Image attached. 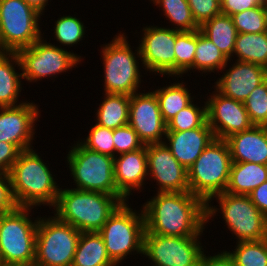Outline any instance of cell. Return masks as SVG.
Returning <instances> with one entry per match:
<instances>
[{
	"mask_svg": "<svg viewBox=\"0 0 267 266\" xmlns=\"http://www.w3.org/2000/svg\"><path fill=\"white\" fill-rule=\"evenodd\" d=\"M237 61L267 67V32L238 33L233 51Z\"/></svg>",
	"mask_w": 267,
	"mask_h": 266,
	"instance_id": "29",
	"label": "cell"
},
{
	"mask_svg": "<svg viewBox=\"0 0 267 266\" xmlns=\"http://www.w3.org/2000/svg\"><path fill=\"white\" fill-rule=\"evenodd\" d=\"M200 31L207 36L226 56L233 61V51L237 30L229 15L219 14L200 26Z\"/></svg>",
	"mask_w": 267,
	"mask_h": 266,
	"instance_id": "26",
	"label": "cell"
},
{
	"mask_svg": "<svg viewBox=\"0 0 267 266\" xmlns=\"http://www.w3.org/2000/svg\"><path fill=\"white\" fill-rule=\"evenodd\" d=\"M235 61L228 70L224 67L220 71L223 74L212 88L225 97L244 102L254 88L267 78L266 68L250 62Z\"/></svg>",
	"mask_w": 267,
	"mask_h": 266,
	"instance_id": "19",
	"label": "cell"
},
{
	"mask_svg": "<svg viewBox=\"0 0 267 266\" xmlns=\"http://www.w3.org/2000/svg\"><path fill=\"white\" fill-rule=\"evenodd\" d=\"M125 36L124 32L118 33L111 42L101 45L105 93L131 96L141 88L140 51L137 47L133 52L128 36Z\"/></svg>",
	"mask_w": 267,
	"mask_h": 266,
	"instance_id": "4",
	"label": "cell"
},
{
	"mask_svg": "<svg viewBox=\"0 0 267 266\" xmlns=\"http://www.w3.org/2000/svg\"><path fill=\"white\" fill-rule=\"evenodd\" d=\"M0 266H29V265L20 263H4L0 261Z\"/></svg>",
	"mask_w": 267,
	"mask_h": 266,
	"instance_id": "47",
	"label": "cell"
},
{
	"mask_svg": "<svg viewBox=\"0 0 267 266\" xmlns=\"http://www.w3.org/2000/svg\"><path fill=\"white\" fill-rule=\"evenodd\" d=\"M21 151L15 144L0 141V173H9Z\"/></svg>",
	"mask_w": 267,
	"mask_h": 266,
	"instance_id": "42",
	"label": "cell"
},
{
	"mask_svg": "<svg viewBox=\"0 0 267 266\" xmlns=\"http://www.w3.org/2000/svg\"><path fill=\"white\" fill-rule=\"evenodd\" d=\"M72 266H117L107 254L98 232H81Z\"/></svg>",
	"mask_w": 267,
	"mask_h": 266,
	"instance_id": "25",
	"label": "cell"
},
{
	"mask_svg": "<svg viewBox=\"0 0 267 266\" xmlns=\"http://www.w3.org/2000/svg\"><path fill=\"white\" fill-rule=\"evenodd\" d=\"M38 107L26 100L17 106L0 107V141L15 144L21 150L34 148L35 122L41 116Z\"/></svg>",
	"mask_w": 267,
	"mask_h": 266,
	"instance_id": "18",
	"label": "cell"
},
{
	"mask_svg": "<svg viewBox=\"0 0 267 266\" xmlns=\"http://www.w3.org/2000/svg\"><path fill=\"white\" fill-rule=\"evenodd\" d=\"M81 232L55 215L40 217L34 266H72Z\"/></svg>",
	"mask_w": 267,
	"mask_h": 266,
	"instance_id": "10",
	"label": "cell"
},
{
	"mask_svg": "<svg viewBox=\"0 0 267 266\" xmlns=\"http://www.w3.org/2000/svg\"><path fill=\"white\" fill-rule=\"evenodd\" d=\"M201 239L144 233L143 257L156 266H199L205 251Z\"/></svg>",
	"mask_w": 267,
	"mask_h": 266,
	"instance_id": "13",
	"label": "cell"
},
{
	"mask_svg": "<svg viewBox=\"0 0 267 266\" xmlns=\"http://www.w3.org/2000/svg\"><path fill=\"white\" fill-rule=\"evenodd\" d=\"M199 266H235L232 256L228 251H220L213 256L202 254Z\"/></svg>",
	"mask_w": 267,
	"mask_h": 266,
	"instance_id": "44",
	"label": "cell"
},
{
	"mask_svg": "<svg viewBox=\"0 0 267 266\" xmlns=\"http://www.w3.org/2000/svg\"><path fill=\"white\" fill-rule=\"evenodd\" d=\"M15 67L22 70L16 52H7L0 55V107L17 106L25 102L21 100L18 102L23 89L22 72H17Z\"/></svg>",
	"mask_w": 267,
	"mask_h": 266,
	"instance_id": "23",
	"label": "cell"
},
{
	"mask_svg": "<svg viewBox=\"0 0 267 266\" xmlns=\"http://www.w3.org/2000/svg\"><path fill=\"white\" fill-rule=\"evenodd\" d=\"M244 106L253 125L267 126V78L249 94Z\"/></svg>",
	"mask_w": 267,
	"mask_h": 266,
	"instance_id": "37",
	"label": "cell"
},
{
	"mask_svg": "<svg viewBox=\"0 0 267 266\" xmlns=\"http://www.w3.org/2000/svg\"><path fill=\"white\" fill-rule=\"evenodd\" d=\"M42 36L31 46L19 49L22 80L35 83L45 77H56L61 73L72 70L82 62V57L74 52H68L57 44L47 42Z\"/></svg>",
	"mask_w": 267,
	"mask_h": 266,
	"instance_id": "11",
	"label": "cell"
},
{
	"mask_svg": "<svg viewBox=\"0 0 267 266\" xmlns=\"http://www.w3.org/2000/svg\"><path fill=\"white\" fill-rule=\"evenodd\" d=\"M234 251H228L235 266H267V238L236 242Z\"/></svg>",
	"mask_w": 267,
	"mask_h": 266,
	"instance_id": "33",
	"label": "cell"
},
{
	"mask_svg": "<svg viewBox=\"0 0 267 266\" xmlns=\"http://www.w3.org/2000/svg\"><path fill=\"white\" fill-rule=\"evenodd\" d=\"M113 143L115 156L138 150L144 146L136 131L129 124L113 130Z\"/></svg>",
	"mask_w": 267,
	"mask_h": 266,
	"instance_id": "39",
	"label": "cell"
},
{
	"mask_svg": "<svg viewBox=\"0 0 267 266\" xmlns=\"http://www.w3.org/2000/svg\"><path fill=\"white\" fill-rule=\"evenodd\" d=\"M8 51L3 47V44L1 42V36H0V55H3L7 53Z\"/></svg>",
	"mask_w": 267,
	"mask_h": 266,
	"instance_id": "48",
	"label": "cell"
},
{
	"mask_svg": "<svg viewBox=\"0 0 267 266\" xmlns=\"http://www.w3.org/2000/svg\"><path fill=\"white\" fill-rule=\"evenodd\" d=\"M28 5L34 8L41 15H45V6L49 5V0H24ZM51 1V0H50Z\"/></svg>",
	"mask_w": 267,
	"mask_h": 266,
	"instance_id": "46",
	"label": "cell"
},
{
	"mask_svg": "<svg viewBox=\"0 0 267 266\" xmlns=\"http://www.w3.org/2000/svg\"><path fill=\"white\" fill-rule=\"evenodd\" d=\"M232 164L226 140L214 139L187 169L189 191L207 203L227 189Z\"/></svg>",
	"mask_w": 267,
	"mask_h": 266,
	"instance_id": "5",
	"label": "cell"
},
{
	"mask_svg": "<svg viewBox=\"0 0 267 266\" xmlns=\"http://www.w3.org/2000/svg\"><path fill=\"white\" fill-rule=\"evenodd\" d=\"M138 48L143 69L156 75L175 77V30L172 28L147 25Z\"/></svg>",
	"mask_w": 267,
	"mask_h": 266,
	"instance_id": "14",
	"label": "cell"
},
{
	"mask_svg": "<svg viewBox=\"0 0 267 266\" xmlns=\"http://www.w3.org/2000/svg\"><path fill=\"white\" fill-rule=\"evenodd\" d=\"M128 203L129 201L122 203L98 231L104 240L107 254L117 266L127 259V255H134L135 252L143 255V210L133 211Z\"/></svg>",
	"mask_w": 267,
	"mask_h": 266,
	"instance_id": "7",
	"label": "cell"
},
{
	"mask_svg": "<svg viewBox=\"0 0 267 266\" xmlns=\"http://www.w3.org/2000/svg\"><path fill=\"white\" fill-rule=\"evenodd\" d=\"M127 201L123 195L61 187L52 213L80 232H98L117 208Z\"/></svg>",
	"mask_w": 267,
	"mask_h": 266,
	"instance_id": "3",
	"label": "cell"
},
{
	"mask_svg": "<svg viewBox=\"0 0 267 266\" xmlns=\"http://www.w3.org/2000/svg\"><path fill=\"white\" fill-rule=\"evenodd\" d=\"M141 208L145 219V233L201 237L205 231L206 203L190 191L157 192Z\"/></svg>",
	"mask_w": 267,
	"mask_h": 266,
	"instance_id": "1",
	"label": "cell"
},
{
	"mask_svg": "<svg viewBox=\"0 0 267 266\" xmlns=\"http://www.w3.org/2000/svg\"><path fill=\"white\" fill-rule=\"evenodd\" d=\"M214 198L219 205H211ZM218 213L222 214V221H225L224 224L232 235L236 236L237 242L267 238V217L252 203L248 195L224 192L212 197L206 203V223Z\"/></svg>",
	"mask_w": 267,
	"mask_h": 266,
	"instance_id": "6",
	"label": "cell"
},
{
	"mask_svg": "<svg viewBox=\"0 0 267 266\" xmlns=\"http://www.w3.org/2000/svg\"><path fill=\"white\" fill-rule=\"evenodd\" d=\"M159 7L171 22L172 29L177 31H194L200 29L195 22L187 0H150ZM173 25H175L173 27Z\"/></svg>",
	"mask_w": 267,
	"mask_h": 266,
	"instance_id": "31",
	"label": "cell"
},
{
	"mask_svg": "<svg viewBox=\"0 0 267 266\" xmlns=\"http://www.w3.org/2000/svg\"><path fill=\"white\" fill-rule=\"evenodd\" d=\"M148 177L147 145L114 157L116 189L129 201L134 191L142 192Z\"/></svg>",
	"mask_w": 267,
	"mask_h": 266,
	"instance_id": "20",
	"label": "cell"
},
{
	"mask_svg": "<svg viewBox=\"0 0 267 266\" xmlns=\"http://www.w3.org/2000/svg\"><path fill=\"white\" fill-rule=\"evenodd\" d=\"M207 121V103L197 106L192 101L167 122V131H186L201 127Z\"/></svg>",
	"mask_w": 267,
	"mask_h": 266,
	"instance_id": "36",
	"label": "cell"
},
{
	"mask_svg": "<svg viewBox=\"0 0 267 266\" xmlns=\"http://www.w3.org/2000/svg\"><path fill=\"white\" fill-rule=\"evenodd\" d=\"M103 98L95 110V123L111 130L128 124L130 96L105 93Z\"/></svg>",
	"mask_w": 267,
	"mask_h": 266,
	"instance_id": "27",
	"label": "cell"
},
{
	"mask_svg": "<svg viewBox=\"0 0 267 266\" xmlns=\"http://www.w3.org/2000/svg\"><path fill=\"white\" fill-rule=\"evenodd\" d=\"M148 176L157 192L189 191L188 170L172 155L165 143L147 144Z\"/></svg>",
	"mask_w": 267,
	"mask_h": 266,
	"instance_id": "17",
	"label": "cell"
},
{
	"mask_svg": "<svg viewBox=\"0 0 267 266\" xmlns=\"http://www.w3.org/2000/svg\"><path fill=\"white\" fill-rule=\"evenodd\" d=\"M187 2L199 27L214 16L221 14L220 0H187Z\"/></svg>",
	"mask_w": 267,
	"mask_h": 266,
	"instance_id": "40",
	"label": "cell"
},
{
	"mask_svg": "<svg viewBox=\"0 0 267 266\" xmlns=\"http://www.w3.org/2000/svg\"><path fill=\"white\" fill-rule=\"evenodd\" d=\"M34 148L22 150L8 175L19 207L55 206L60 186ZM59 187V188H58Z\"/></svg>",
	"mask_w": 267,
	"mask_h": 266,
	"instance_id": "2",
	"label": "cell"
},
{
	"mask_svg": "<svg viewBox=\"0 0 267 266\" xmlns=\"http://www.w3.org/2000/svg\"><path fill=\"white\" fill-rule=\"evenodd\" d=\"M177 81L154 90L159 103L161 116L166 123L192 101L195 102V97L191 96V90L186 87L187 85L184 81L182 80L180 82L178 79Z\"/></svg>",
	"mask_w": 267,
	"mask_h": 266,
	"instance_id": "28",
	"label": "cell"
},
{
	"mask_svg": "<svg viewBox=\"0 0 267 266\" xmlns=\"http://www.w3.org/2000/svg\"><path fill=\"white\" fill-rule=\"evenodd\" d=\"M237 33H263L267 32V8L266 4L231 16Z\"/></svg>",
	"mask_w": 267,
	"mask_h": 266,
	"instance_id": "35",
	"label": "cell"
},
{
	"mask_svg": "<svg viewBox=\"0 0 267 266\" xmlns=\"http://www.w3.org/2000/svg\"><path fill=\"white\" fill-rule=\"evenodd\" d=\"M207 96V122L216 139L226 140L233 134L250 129L251 123L244 102L219 93L216 89Z\"/></svg>",
	"mask_w": 267,
	"mask_h": 266,
	"instance_id": "16",
	"label": "cell"
},
{
	"mask_svg": "<svg viewBox=\"0 0 267 266\" xmlns=\"http://www.w3.org/2000/svg\"><path fill=\"white\" fill-rule=\"evenodd\" d=\"M33 207H18L0 214V261L34 266L39 217L33 221Z\"/></svg>",
	"mask_w": 267,
	"mask_h": 266,
	"instance_id": "8",
	"label": "cell"
},
{
	"mask_svg": "<svg viewBox=\"0 0 267 266\" xmlns=\"http://www.w3.org/2000/svg\"><path fill=\"white\" fill-rule=\"evenodd\" d=\"M267 181V165L251 162H232L225 192L249 195L256 187Z\"/></svg>",
	"mask_w": 267,
	"mask_h": 266,
	"instance_id": "24",
	"label": "cell"
},
{
	"mask_svg": "<svg viewBox=\"0 0 267 266\" xmlns=\"http://www.w3.org/2000/svg\"><path fill=\"white\" fill-rule=\"evenodd\" d=\"M70 147L66 161L76 184L74 189L122 195L116 189L114 157L87 149L79 140Z\"/></svg>",
	"mask_w": 267,
	"mask_h": 266,
	"instance_id": "9",
	"label": "cell"
},
{
	"mask_svg": "<svg viewBox=\"0 0 267 266\" xmlns=\"http://www.w3.org/2000/svg\"><path fill=\"white\" fill-rule=\"evenodd\" d=\"M215 139L206 121L201 127L186 131H167L164 143L177 161L188 169Z\"/></svg>",
	"mask_w": 267,
	"mask_h": 266,
	"instance_id": "21",
	"label": "cell"
},
{
	"mask_svg": "<svg viewBox=\"0 0 267 266\" xmlns=\"http://www.w3.org/2000/svg\"><path fill=\"white\" fill-rule=\"evenodd\" d=\"M85 138L83 141L79 139V142L87 149L115 157L113 130L95 123L90 127L88 136Z\"/></svg>",
	"mask_w": 267,
	"mask_h": 266,
	"instance_id": "38",
	"label": "cell"
},
{
	"mask_svg": "<svg viewBox=\"0 0 267 266\" xmlns=\"http://www.w3.org/2000/svg\"><path fill=\"white\" fill-rule=\"evenodd\" d=\"M221 13L232 16L236 13L245 11L259 6L260 4H266L267 0H220Z\"/></svg>",
	"mask_w": 267,
	"mask_h": 266,
	"instance_id": "43",
	"label": "cell"
},
{
	"mask_svg": "<svg viewBox=\"0 0 267 266\" xmlns=\"http://www.w3.org/2000/svg\"><path fill=\"white\" fill-rule=\"evenodd\" d=\"M231 62L220 51V49L207 37L200 29L197 30V46L194 56V72L199 71L201 74L219 73L224 67ZM209 72V73H208Z\"/></svg>",
	"mask_w": 267,
	"mask_h": 266,
	"instance_id": "30",
	"label": "cell"
},
{
	"mask_svg": "<svg viewBox=\"0 0 267 266\" xmlns=\"http://www.w3.org/2000/svg\"><path fill=\"white\" fill-rule=\"evenodd\" d=\"M136 92L130 96L129 125L139 139L147 144L164 143L167 123L161 116L159 103L154 91Z\"/></svg>",
	"mask_w": 267,
	"mask_h": 266,
	"instance_id": "15",
	"label": "cell"
},
{
	"mask_svg": "<svg viewBox=\"0 0 267 266\" xmlns=\"http://www.w3.org/2000/svg\"><path fill=\"white\" fill-rule=\"evenodd\" d=\"M18 207L9 175L0 173V214L15 211Z\"/></svg>",
	"mask_w": 267,
	"mask_h": 266,
	"instance_id": "41",
	"label": "cell"
},
{
	"mask_svg": "<svg viewBox=\"0 0 267 266\" xmlns=\"http://www.w3.org/2000/svg\"><path fill=\"white\" fill-rule=\"evenodd\" d=\"M54 39L60 43V45L72 47L80 43L83 40L85 29L88 27L84 26L76 16L66 15L61 16L55 21ZM79 42V43H78Z\"/></svg>",
	"mask_w": 267,
	"mask_h": 266,
	"instance_id": "34",
	"label": "cell"
},
{
	"mask_svg": "<svg viewBox=\"0 0 267 266\" xmlns=\"http://www.w3.org/2000/svg\"><path fill=\"white\" fill-rule=\"evenodd\" d=\"M42 15L24 0H0V36L8 52L29 47L42 35Z\"/></svg>",
	"mask_w": 267,
	"mask_h": 266,
	"instance_id": "12",
	"label": "cell"
},
{
	"mask_svg": "<svg viewBox=\"0 0 267 266\" xmlns=\"http://www.w3.org/2000/svg\"><path fill=\"white\" fill-rule=\"evenodd\" d=\"M232 162L267 165V126L253 125L250 129L226 139Z\"/></svg>",
	"mask_w": 267,
	"mask_h": 266,
	"instance_id": "22",
	"label": "cell"
},
{
	"mask_svg": "<svg viewBox=\"0 0 267 266\" xmlns=\"http://www.w3.org/2000/svg\"><path fill=\"white\" fill-rule=\"evenodd\" d=\"M196 46L197 30H175V77L182 78L188 71H193Z\"/></svg>",
	"mask_w": 267,
	"mask_h": 266,
	"instance_id": "32",
	"label": "cell"
},
{
	"mask_svg": "<svg viewBox=\"0 0 267 266\" xmlns=\"http://www.w3.org/2000/svg\"><path fill=\"white\" fill-rule=\"evenodd\" d=\"M248 196L260 212L267 217V181L256 187Z\"/></svg>",
	"mask_w": 267,
	"mask_h": 266,
	"instance_id": "45",
	"label": "cell"
}]
</instances>
